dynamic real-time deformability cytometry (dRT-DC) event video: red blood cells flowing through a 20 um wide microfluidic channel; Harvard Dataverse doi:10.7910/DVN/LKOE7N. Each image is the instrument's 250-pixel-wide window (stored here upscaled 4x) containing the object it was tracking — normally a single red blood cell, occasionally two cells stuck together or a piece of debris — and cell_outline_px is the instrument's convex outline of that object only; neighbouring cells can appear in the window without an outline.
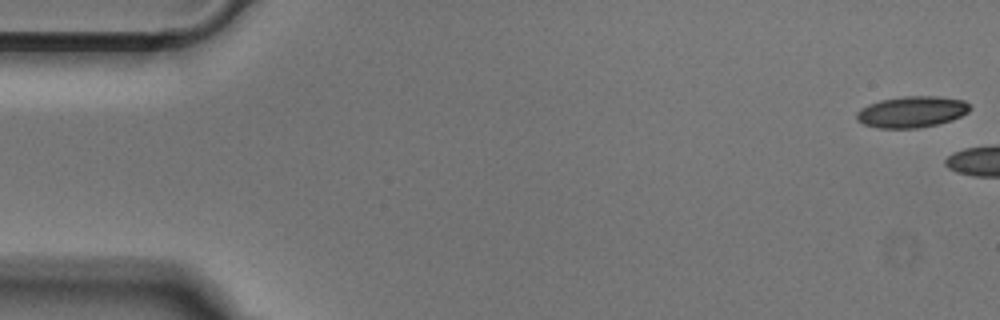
{"species": "Egyptian fruit bat (a non-hibernating species)", "species_latin": "Rousettus aegyptiacus", "temperature_condition": "cold", "stored_images_in_passage": 4, "camera_frame_rate_fps": 3000, "um_per_image_px": 0.085, "animal": {"sex": "male"}, "frame": {"image": 1, "passage_image": 1, "time_ms": 0.0, "image_size_px": [1000, 320], "cell_outline_px": [[972, 108], [968, 112], [952, 120], [936, 124], [916, 128], [880, 128], [864, 124], [856, 120], [856, 112], [860, 108], [868, 104], [880, 100], [900, 96], [940, 96], [964, 100]], "centroid_in_image_um": [77.49, 9.49], "position_along_channel_um": 7.5, "area_um2": 20.75}}